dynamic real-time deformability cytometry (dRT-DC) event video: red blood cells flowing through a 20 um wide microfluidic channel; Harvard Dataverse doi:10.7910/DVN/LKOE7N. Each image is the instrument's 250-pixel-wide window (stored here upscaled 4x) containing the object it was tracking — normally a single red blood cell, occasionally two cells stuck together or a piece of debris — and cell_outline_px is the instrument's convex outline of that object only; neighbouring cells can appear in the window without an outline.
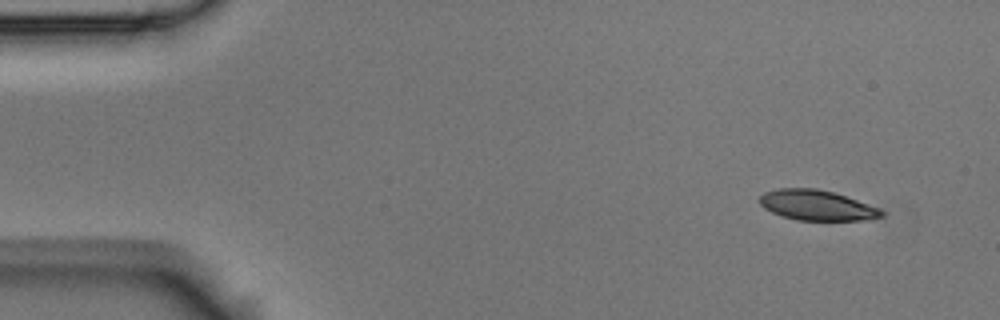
{"species": "Egyptian fruit bat (a non-hibernating species)", "species_latin": "Rousettus aegyptiacus", "temperature_condition": "room temperature", "stored_images_in_passage": 7, "camera_frame_rate_fps": 3000, "um_per_image_px": 0.085, "animal": {"sex": "male"}, "frame": {"image": 1, "passage_image": 1, "time_ms": 0.0, "image_size_px": [1000, 320], "cell_outline_px": [[884, 216], [864, 220], [796, 220], [772, 212], [764, 208], [760, 204], [760, 196], [764, 192], [776, 188], [816, 188], [832, 192], [880, 208], [884, 212]], "centroid_in_image_um": [69.41, 17.44], "position_along_channel_um": 15.6, "area_um2": 21.33}}
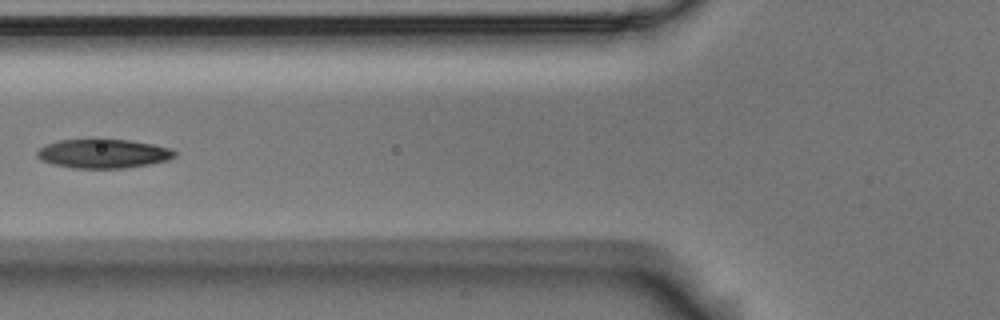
{"frame": {"image": 2, "passage_image": 5, "time_ms": 1.333, "image_size_px": [1000, 320], "cell_outline_px": [[176, 156], [168, 160], [148, 164], [124, 168], [72, 168], [52, 164], [40, 160], [36, 156], [36, 152], [44, 144], [56, 140], [92, 136], [100, 136], [128, 140], [152, 144], [168, 148], [176, 152]], "centroid_in_image_um": [8.68, 13.0], "position_along_channel_um": 117.1, "area_um2": 24.33}}
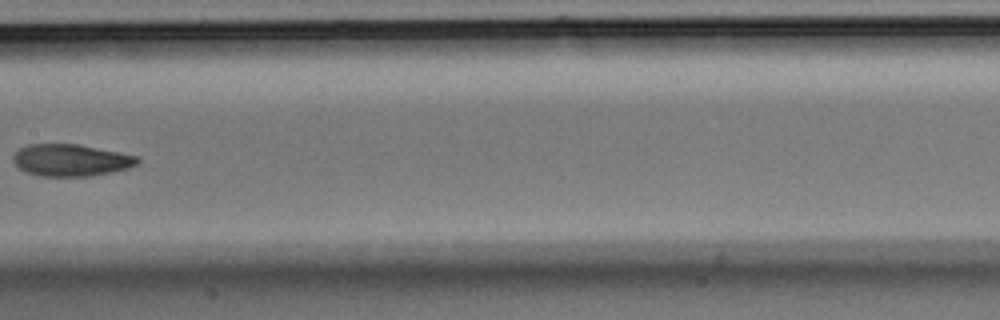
{"frame": {"image": 3, "passage_image": 7, "time_ms": 2.0, "image_size_px": [1000, 320], "cell_outline_px": [[140, 160], [136, 164], [128, 168], [112, 172], [92, 176], [40, 176], [28, 172], [20, 168], [12, 160], [12, 156], [20, 148], [28, 144], [80, 144], [140, 156]], "centroid_in_image_um": [6.06, 13.61], "position_along_channel_um": 201.3, "area_um2": 23.24}}